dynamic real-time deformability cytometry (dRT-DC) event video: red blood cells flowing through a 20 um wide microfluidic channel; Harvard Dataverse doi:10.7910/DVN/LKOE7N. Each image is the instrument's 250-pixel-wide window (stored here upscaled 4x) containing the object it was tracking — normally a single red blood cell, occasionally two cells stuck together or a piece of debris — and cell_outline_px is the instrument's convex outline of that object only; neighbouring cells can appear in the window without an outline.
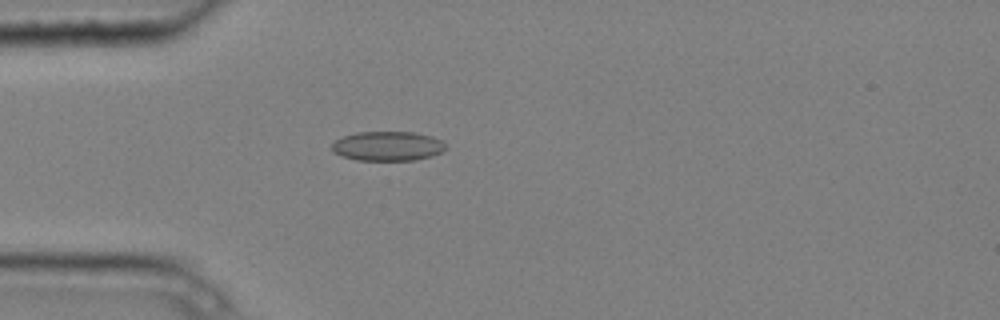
{"species": "common noctule bat (a hibernating species)", "species_latin": "Nyctalus noctula", "temperature_condition": "cold", "stored_images_in_passage": 5, "camera_frame_rate_fps": 3000, "um_per_image_px": 0.085, "animal": {"sex": "male", "body_mass_g": 20.4}, "frame": {"image": 1, "passage_image": 5, "time_ms": 1.333, "image_size_px": [1000, 320], "cell_outline_px": [[444, 152], [432, 156], [416, 160], [356, 160], [340, 156], [332, 152], [332, 144], [336, 140], [344, 136], [356, 132], [416, 132], [432, 136], [440, 140], [444, 144]], "centroid_in_image_um": [32.94, 12.42], "position_along_channel_um": 52.1, "area_um2": 19.65}}